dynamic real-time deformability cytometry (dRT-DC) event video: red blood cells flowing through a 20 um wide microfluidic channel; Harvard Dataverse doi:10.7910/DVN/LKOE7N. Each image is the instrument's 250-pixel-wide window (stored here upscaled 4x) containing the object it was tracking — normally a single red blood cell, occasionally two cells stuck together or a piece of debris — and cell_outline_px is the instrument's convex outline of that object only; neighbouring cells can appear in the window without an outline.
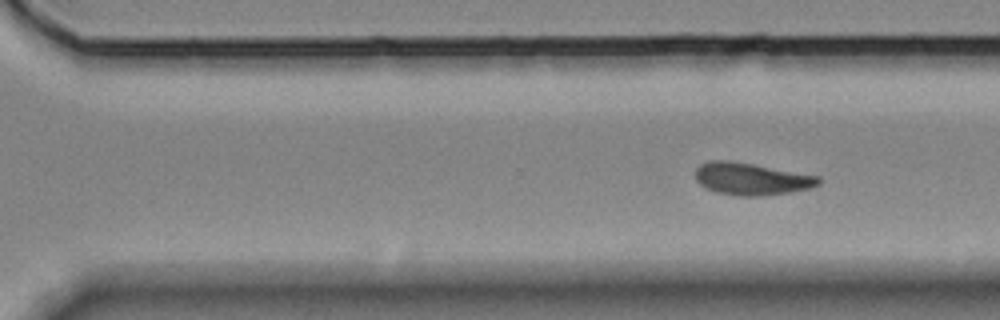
{"species": "Egyptian fruit bat (a non-hibernating species)", "species_latin": "Rousettus aegyptiacus", "temperature_condition": "room temperature", "stored_images_in_passage": 13, "segment_of_instrument_passage": [2, 2], "camera_frame_rate_fps": 3000, "um_per_image_px": 0.085, "animal": {"sex": "female"}, "frame": {"image": 1, "passage_image": 13, "time_ms": 13.667, "image_size_px": [1000, 320], "cell_outline_px": [[820, 184], [808, 188], [792, 192], [760, 196], [736, 196], [716, 192], [704, 188], [696, 180], [696, 168], [700, 164], [708, 160], [732, 160], [820, 176]], "centroid_in_image_um": [63.84, 15.2], "position_along_channel_um": 306.8, "area_um2": 23.35}}